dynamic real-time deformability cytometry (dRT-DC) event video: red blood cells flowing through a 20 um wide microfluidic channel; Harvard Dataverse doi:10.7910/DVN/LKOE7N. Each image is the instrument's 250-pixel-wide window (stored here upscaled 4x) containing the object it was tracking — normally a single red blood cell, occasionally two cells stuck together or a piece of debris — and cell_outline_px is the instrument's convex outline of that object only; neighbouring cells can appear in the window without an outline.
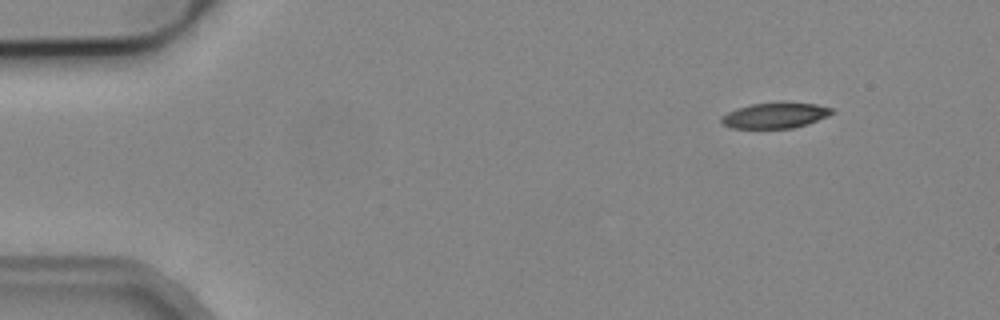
{"species": "common noctule bat (a hibernating species)", "species_latin": "Nyctalus noctula", "temperature_condition": "cold", "stored_images_in_passage": 48, "camera_frame_rate_fps": 3000, "um_per_image_px": 0.085, "animal": {"sex": "male", "body_mass_g": 19.2, "forearm_length_mm": 51.8}, "frame": {"image": 1, "passage_image": 1, "time_ms": 0.0, "image_size_px": [1000, 320], "cell_outline_px": [[832, 112], [828, 116], [792, 128], [732, 128], [724, 124], [720, 120], [720, 116], [736, 108], [752, 104], [816, 104], [832, 108]], "centroid_in_image_um": [65.81, 9.83], "position_along_channel_um": 19.2, "area_um2": 15.78}}
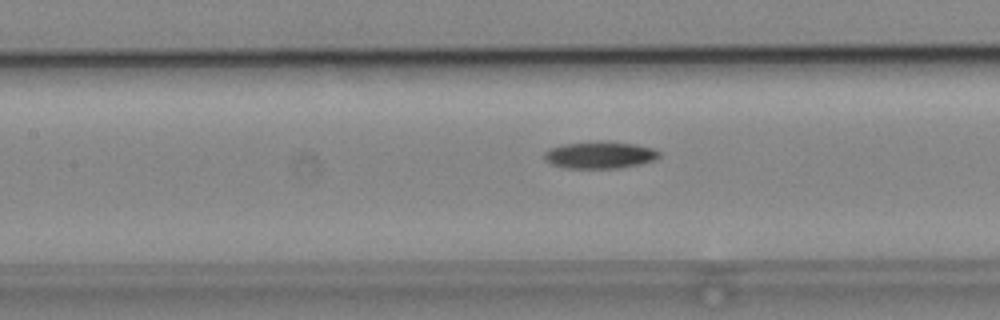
{"frame": {"image": 2, "passage_image": 19, "time_ms": 6.0, "image_size_px": [1000, 320], "cell_outline_px": [[660, 156], [656, 160], [640, 164], [620, 168], [568, 168], [552, 164], [544, 160], [544, 152], [552, 148], [564, 144], [604, 140], [636, 144], [652, 148], [660, 152]], "centroid_in_image_um": [51.02, 13.17], "position_along_channel_um": 156.4, "area_um2": 18.21}}
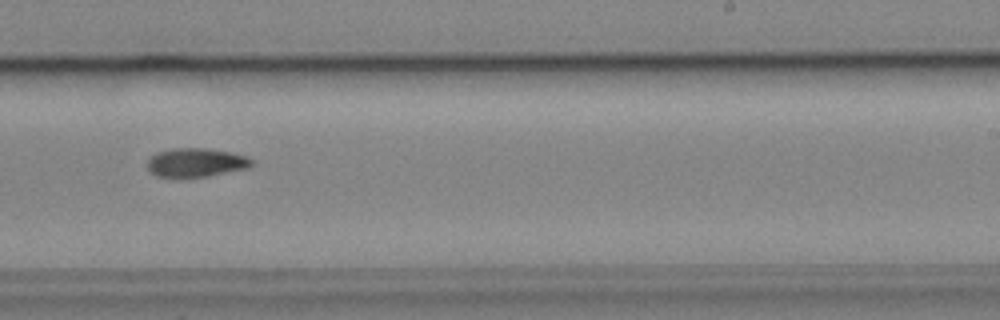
{"frame": {"image": 3, "passage_image": 28, "time_ms": 9.0, "image_size_px": [1000, 320], "cell_outline_px": [[252, 164], [248, 168], [208, 176], [180, 180], [156, 176], [148, 172], [148, 160], [156, 152], [172, 148], [204, 148], [228, 152], [248, 156], [252, 160]], "centroid_in_image_um": [16.59, 13.86], "position_along_channel_um": 272.4, "area_um2": 18.03}}